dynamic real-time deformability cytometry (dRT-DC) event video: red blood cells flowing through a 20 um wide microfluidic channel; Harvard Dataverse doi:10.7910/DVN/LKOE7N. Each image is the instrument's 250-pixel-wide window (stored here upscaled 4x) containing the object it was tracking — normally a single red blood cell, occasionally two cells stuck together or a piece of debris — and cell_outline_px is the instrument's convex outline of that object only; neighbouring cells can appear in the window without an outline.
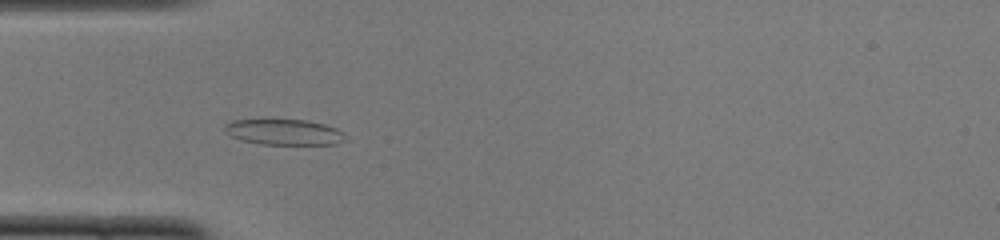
{"species": "common noctule bat (a hibernating species)", "species_latin": "Nyctalus noctula", "temperature_condition": "cold", "stored_images_in_passage": 41, "camera_frame_rate_fps": 3000, "um_per_image_px": 0.085, "animal": {"sex": "female", "body_mass_g": 22.0, "forearm_length_mm": 56.7}, "frame": {"image": 1, "passage_image": 6, "time_ms": 1.667, "image_size_px": [1000, 240], "cell_outline_px": [[348, 140], [336, 144], [260, 144], [240, 140], [224, 132], [224, 124], [232, 120], [264, 116], [268, 116], [308, 120], [324, 124], [336, 128], [344, 132]], "centroid_in_image_um": [24.09, 11.16], "position_along_channel_um": 60.9, "area_um2": 19.36}}
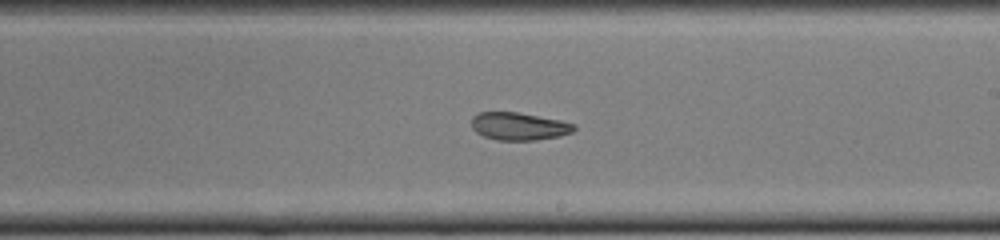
{"frame": {"image": 2, "passage_image": 20, "time_ms": 6.333, "image_size_px": [1000, 240], "cell_outline_px": [[576, 128], [572, 132], [560, 136], [536, 140], [496, 140], [484, 136], [476, 132], [472, 128], [472, 116], [480, 112], [516, 112], [560, 120], [576, 124]], "centroid_in_image_um": [44.11, 10.74], "position_along_channel_um": 244.9, "area_um2": 16.53}}
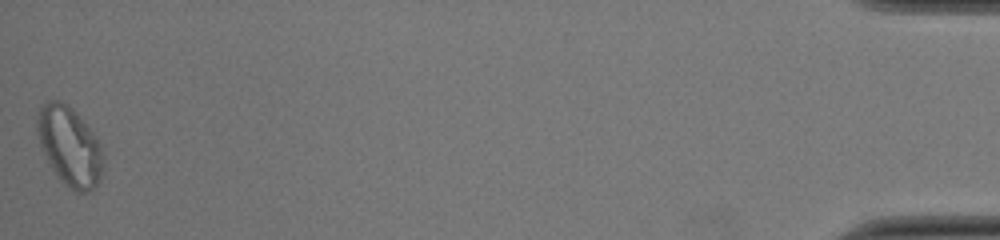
{"frame": {"image": 3, "passage_image": 41, "time_ms": 13.333, "image_size_px": [1000, 240], "cell_outline_px": [[104, 168], [100, 180], [88, 192], [76, 192], [64, 184], [56, 176], [48, 164], [40, 148], [36, 128], [36, 116], [44, 100], [60, 100], [68, 104], [72, 108], [96, 136], [104, 152]], "centroid_in_image_um": [5.9, 12.42], "position_along_channel_um": 429.3, "area_um2": 31.1}, "authors_computed_cell_mechanics": {"area_um2": 18.6116, "velocity_mm_per_s": 3.9872, "shape_relaxation_time_tau1_ms": null, "shape_relaxation_time_tau2_ms": 2.6154, "deformation_change_tau1": null, "deformation_change_tau2": 0.0955}}